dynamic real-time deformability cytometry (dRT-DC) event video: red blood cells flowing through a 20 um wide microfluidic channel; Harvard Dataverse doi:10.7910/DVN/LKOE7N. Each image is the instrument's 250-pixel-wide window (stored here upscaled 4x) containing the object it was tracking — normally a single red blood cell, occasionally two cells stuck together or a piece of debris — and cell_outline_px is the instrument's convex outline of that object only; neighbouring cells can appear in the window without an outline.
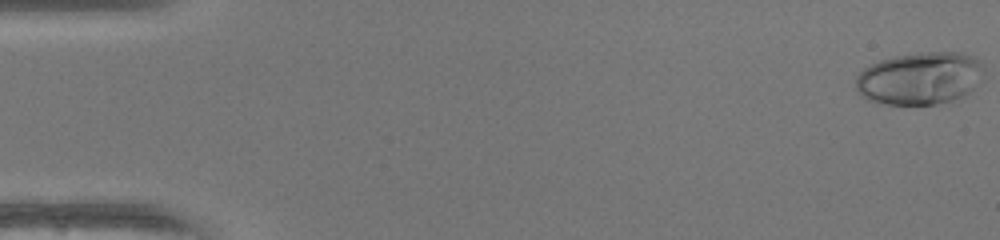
{"species": "human", "species_latin": "Homo sapiens", "temperature_condition": "warm", "stored_images_in_passage": 50, "camera_frame_rate_fps": 3000, "um_per_image_px": 0.085, "donor": {"sex": "female"}, "frame": {"image": 1, "passage_image": 1, "time_ms": 0.0, "image_size_px": [1000, 240], "cell_outline_px": [[984, 80], [964, 96], [952, 100], [936, 104], [884, 104], [868, 100], [860, 96], [856, 88], [856, 76], [864, 68], [880, 60], [896, 56], [928, 52], [960, 52], [976, 56], [984, 64]], "centroid_in_image_um": [78.25, 6.65], "position_along_channel_um": 6.7, "area_um2": 39.71}}
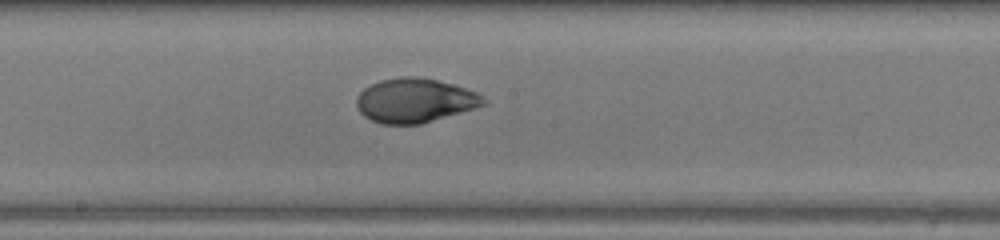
{"frame": {"image": 2, "passage_image": 27, "time_ms": 8.667, "image_size_px": [1000, 240], "cell_outline_px": [[488, 100], [484, 104], [472, 108], [420, 124], [380, 124], [364, 116], [360, 112], [356, 104], [356, 100], [360, 92], [364, 88], [380, 80], [400, 76], [416, 76], [456, 84], [476, 92]], "centroid_in_image_um": [35.24, 8.52], "position_along_channel_um": 213.0, "area_um2": 32.54}}
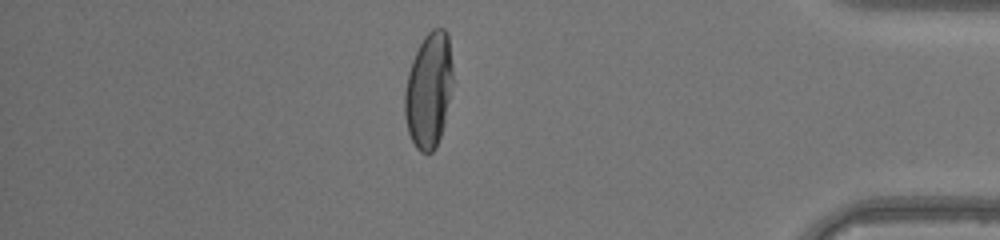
{"frame": {"image": 3, "passage_image": 43, "time_ms": 14.0, "image_size_px": [1000, 240], "cell_outline_px": [[452, 80], [444, 124], [436, 148], [432, 152], [420, 152], [416, 148], [408, 132], [404, 112], [404, 92], [408, 72], [412, 60], [424, 36], [432, 28], [444, 28], [448, 32], [452, 68]], "centroid_in_image_um": [36.43, 7.65], "position_along_channel_um": 398.8, "area_um2": 32.19}, "authors_computed_cell_mechanics": {"area_um2": 32.946, "velocity_mm_per_s": 4.1976, "shape_relaxation_time_tau1_ms": 7.2153, "shape_relaxation_time_tau2_ms": 0.9072, "deformation_change_tau1": 0.2937, "deformation_change_tau2": 0.0407}}